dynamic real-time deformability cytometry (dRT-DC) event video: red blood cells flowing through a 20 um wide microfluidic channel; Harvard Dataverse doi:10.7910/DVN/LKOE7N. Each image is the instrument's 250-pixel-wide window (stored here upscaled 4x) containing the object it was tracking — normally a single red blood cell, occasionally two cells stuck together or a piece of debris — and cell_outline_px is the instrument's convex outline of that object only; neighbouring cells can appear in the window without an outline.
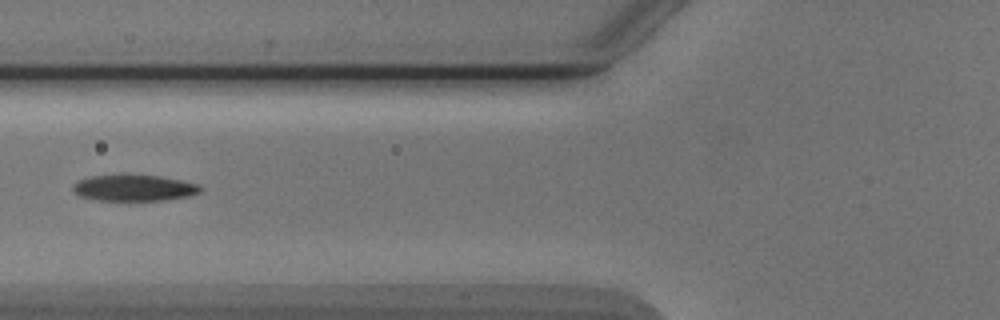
{"species": "Egyptian fruit bat (a non-hibernating species)", "species_latin": "Rousettus aegyptiacus", "temperature_condition": "cold", "stored_images_in_passage": 6, "camera_frame_rate_fps": 3000, "um_per_image_px": 0.085, "animal": {"sex": "male"}, "frame": {"image": 1, "passage_image": 6, "time_ms": 6.0, "image_size_px": [1000, 320], "cell_outline_px": [[204, 188], [200, 192], [188, 196], [160, 200], [100, 200], [80, 196], [72, 192], [72, 184], [80, 180], [92, 176], [124, 172], [160, 176], [200, 184]], "centroid_in_image_um": [11.37, 15.93], "position_along_channel_um": 114.4, "area_um2": 20.06}}